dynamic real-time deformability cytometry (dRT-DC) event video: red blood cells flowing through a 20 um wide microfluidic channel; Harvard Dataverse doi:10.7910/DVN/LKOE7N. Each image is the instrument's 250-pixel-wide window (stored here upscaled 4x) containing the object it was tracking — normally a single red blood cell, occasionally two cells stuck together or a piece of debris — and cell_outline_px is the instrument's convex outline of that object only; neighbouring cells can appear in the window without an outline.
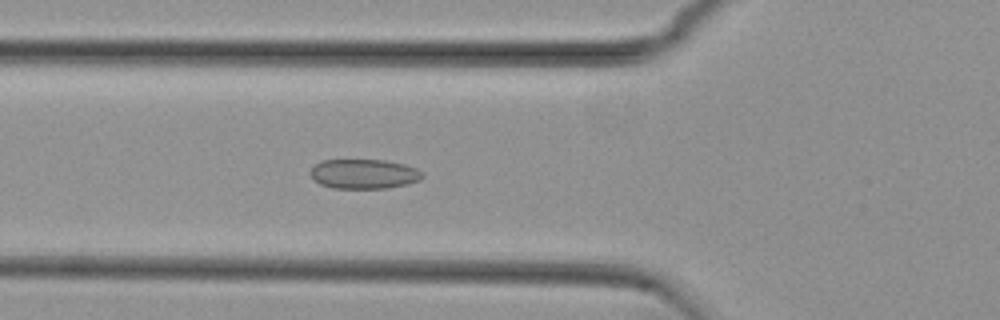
{"species": "common noctule bat (a hibernating species)", "species_latin": "Nyctalus noctula", "temperature_condition": "cold", "stored_images_in_passage": 42, "camera_frame_rate_fps": 3000, "um_per_image_px": 0.085, "animal": {"sex": "female", "body_mass_g": 29.2, "forearm_length_mm": 56.3}, "frame": {"image": 1, "passage_image": 7, "time_ms": 2.0, "image_size_px": [1000, 320], "cell_outline_px": [[424, 176], [420, 180], [408, 184], [388, 188], [332, 188], [320, 184], [312, 180], [308, 172], [316, 164], [324, 160], [384, 160], [404, 164], [416, 168], [424, 172]], "centroid_in_image_um": [30.93, 14.79], "position_along_channel_um": 94.9, "area_um2": 19.54}}
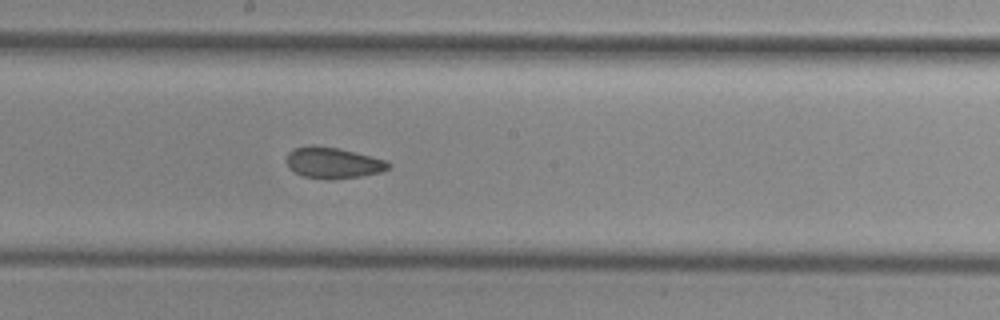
{"frame": {"image": 2, "passage_image": 17, "time_ms": 5.333, "image_size_px": [1000, 320], "cell_outline_px": [[392, 164], [384, 172], [360, 176], [332, 180], [324, 180], [304, 176], [288, 168], [284, 160], [288, 152], [292, 148], [312, 144], [340, 148], [388, 160]], "centroid_in_image_um": [28.29, 13.83], "position_along_channel_um": 219.9, "area_um2": 19.07}}
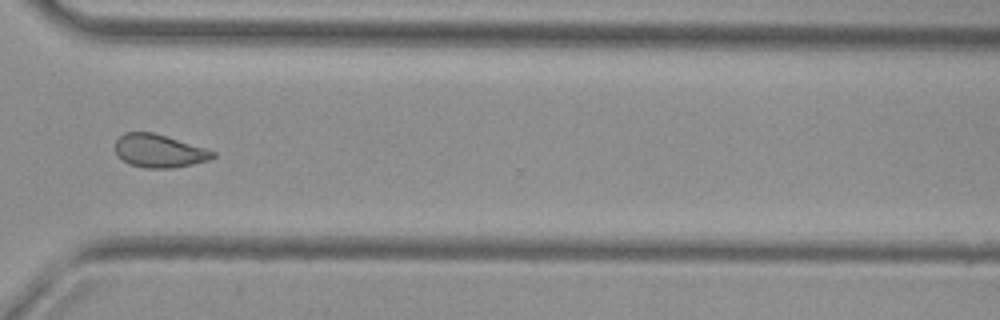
{"frame": {"image": 3, "passage_image": 28, "time_ms": 9.0, "image_size_px": [1000, 320], "cell_outline_px": [[216, 156], [208, 160], [192, 164], [172, 168], [144, 168], [128, 164], [116, 152], [116, 140], [124, 132], [152, 132], [204, 148], [216, 152]], "centroid_in_image_um": [13.51, 12.83], "position_along_channel_um": 357.1, "area_um2": 18.55}, "authors_computed_cell_mechanics": {"area_um2": 18.9006, "velocity_mm_per_s": 3.7319, "shape_relaxation_time_tau1_ms": null, "shape_relaxation_time_tau2_ms": 2.2405, "deformation_change_tau1": null, "deformation_change_tau2": 0.0688}}